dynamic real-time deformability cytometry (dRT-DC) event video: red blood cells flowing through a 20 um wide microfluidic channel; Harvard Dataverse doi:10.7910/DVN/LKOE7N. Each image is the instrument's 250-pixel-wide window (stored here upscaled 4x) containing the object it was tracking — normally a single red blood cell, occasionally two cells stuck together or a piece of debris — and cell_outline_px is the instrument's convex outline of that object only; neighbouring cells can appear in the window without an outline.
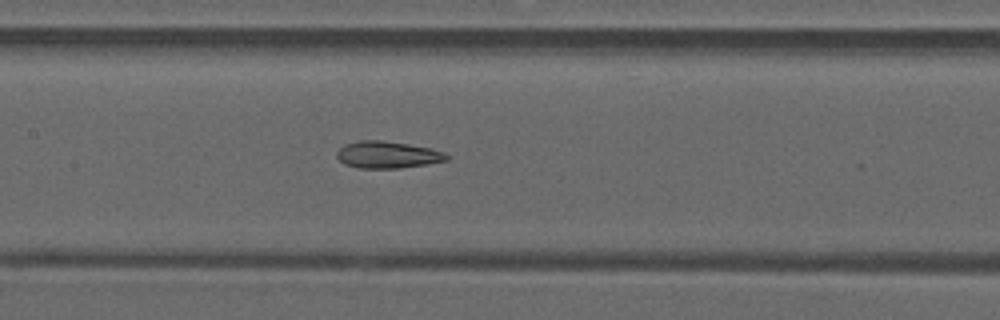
{"species": "common noctule bat (a hibernating species)", "species_latin": "Nyctalus noctula", "temperature_condition": "warm", "stored_images_in_passage": 37, "camera_frame_rate_fps": 3000, "um_per_image_px": 0.085, "animal": {"sex": "male", "forearm_length_mm": 52.5}, "frame": {"image": 1, "passage_image": 14, "time_ms": 4.333, "image_size_px": [1000, 320], "cell_outline_px": [[452, 156], [448, 160], [428, 164], [400, 168], [356, 168], [344, 164], [336, 156], [336, 152], [344, 144], [360, 140], [380, 140], [408, 144], [432, 148], [444, 152]], "centroid_in_image_um": [32.96, 13.16], "position_along_channel_um": 174.4, "area_um2": 17.46}}
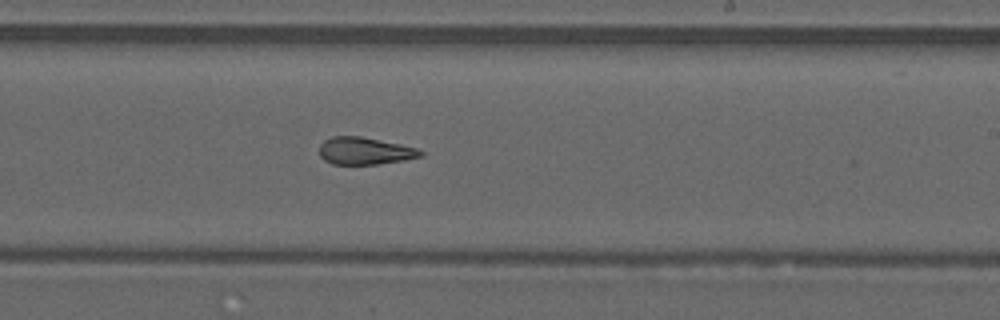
{"frame": {"image": 2, "passage_image": 20, "time_ms": 6.333, "image_size_px": [1000, 320], "cell_outline_px": [[424, 156], [404, 160], [376, 164], [332, 164], [324, 160], [320, 156], [320, 144], [324, 140], [332, 136], [360, 136], [400, 144], [416, 148], [424, 152]], "centroid_in_image_um": [31.0, 12.83], "position_along_channel_um": 258.0, "area_um2": 16.07}}
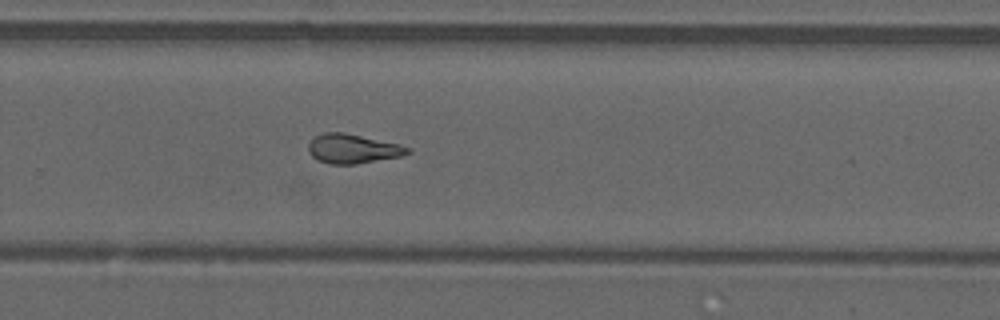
{"frame": {"image": 3, "passage_image": 23, "time_ms": 7.333, "image_size_px": [1000, 320], "cell_outline_px": [[412, 152], [400, 156], [356, 164], [332, 164], [316, 160], [308, 152], [308, 144], [316, 136], [324, 132], [344, 132], [400, 144], [412, 148]], "centroid_in_image_um": [29.99, 12.64], "position_along_channel_um": 299.8, "area_um2": 16.99}, "authors_computed_cell_mechanics": {"area_um2": 17.2244, "velocity_mm_per_s": 4.2062, "shape_relaxation_time_tau1_ms": null, "shape_relaxation_time_tau2_ms": 2.3256, "deformation_change_tau1": null, "deformation_change_tau2": 0.114}}